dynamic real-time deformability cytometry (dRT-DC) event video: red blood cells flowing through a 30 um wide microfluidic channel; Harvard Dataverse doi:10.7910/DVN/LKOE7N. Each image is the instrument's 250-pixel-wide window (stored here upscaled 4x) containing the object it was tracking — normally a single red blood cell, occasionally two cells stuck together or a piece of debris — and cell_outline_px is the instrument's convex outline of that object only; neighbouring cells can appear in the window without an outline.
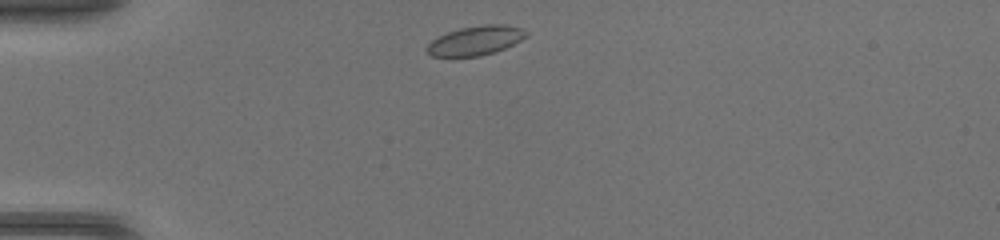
{"species": "common noctule bat (a hibernating species)", "species_latin": "Nyctalus noctula", "temperature_condition": "warm", "stored_images_in_passage": 35, "camera_frame_rate_fps": 3000, "um_per_image_px": 0.085, "animal": {"sex": "female", "body_mass_g": 17.0, "forearm_length_mm": 48.0}, "frame": {"image": 1, "passage_image": 1, "time_ms": 0.0, "image_size_px": [1000, 240], "cell_outline_px": [[528, 36], [496, 52], [480, 56], [432, 56], [424, 48], [436, 36], [460, 28], [484, 24], [504, 24], [520, 28], [528, 32]], "centroid_in_image_um": [40.41, 3.44], "position_along_channel_um": 44.6, "area_um2": 16.94}}
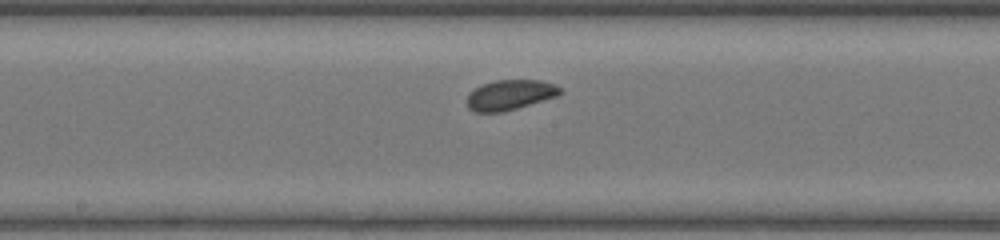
{"frame": {"image": 2, "passage_image": 14, "time_ms": 4.333, "image_size_px": [1000, 240], "cell_outline_px": [[564, 92], [560, 96], [504, 112], [476, 112], [468, 108], [468, 92], [480, 84], [496, 80], [540, 80], [556, 84]], "centroid_in_image_um": [43.39, 8.06], "position_along_channel_um": 204.8, "area_um2": 16.7}}
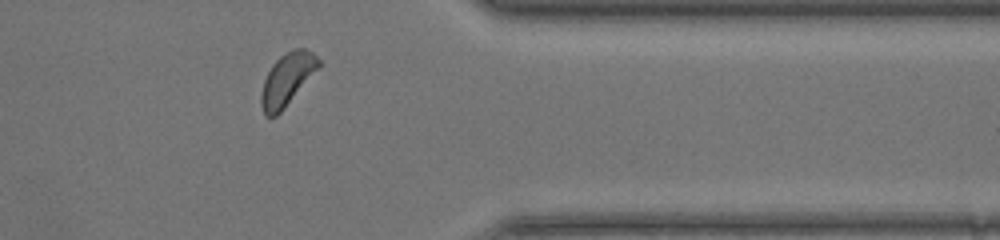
{"frame": {"image": 3, "passage_image": 27, "time_ms": 8.667, "image_size_px": [1000, 240], "cell_outline_px": [[320, 64], [284, 108], [276, 116], [264, 116], [260, 104], [260, 96], [264, 80], [272, 64], [280, 56], [292, 48], [304, 48], [312, 52], [320, 60]], "centroid_in_image_um": [24.35, 6.74], "position_along_channel_um": 387.0, "area_um2": 17.11}}